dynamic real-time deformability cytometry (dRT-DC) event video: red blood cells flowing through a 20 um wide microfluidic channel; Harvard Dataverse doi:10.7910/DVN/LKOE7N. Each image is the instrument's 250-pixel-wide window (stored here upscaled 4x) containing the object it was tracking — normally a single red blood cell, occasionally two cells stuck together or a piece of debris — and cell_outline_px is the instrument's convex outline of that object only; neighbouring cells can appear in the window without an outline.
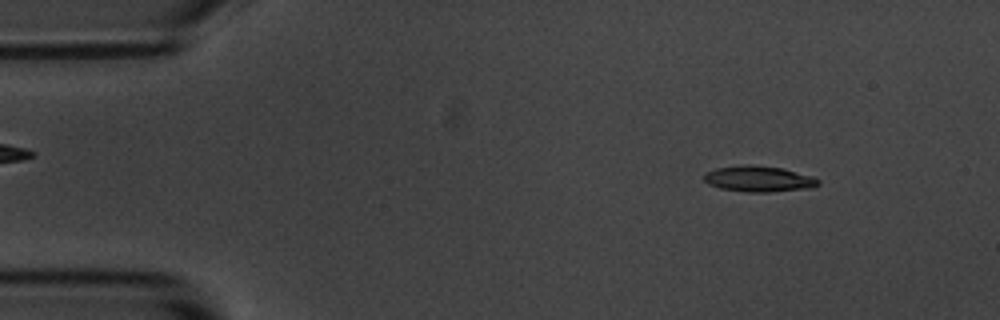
{"species": "common noctule bat (a hibernating species)", "species_latin": "Nyctalus noctula", "temperature_condition": "room temperature", "stored_images_in_passage": 3, "camera_frame_rate_fps": 3000, "um_per_image_px": 0.085, "animal": {"sex": "male", "body_mass_g": 20.1, "forearm_length_mm": 53.5}, "frame": {"image": 1, "passage_image": 1, "time_ms": 0.0, "image_size_px": [1000, 320], "cell_outline_px": [[820, 184], [812, 188], [768, 192], [748, 192], [720, 188], [708, 184], [704, 180], [704, 172], [716, 168], [744, 164], [748, 164], [784, 168], [812, 176], [820, 180]], "centroid_in_image_um": [64.5, 15.2], "position_along_channel_um": 20.5, "area_um2": 17.4}}